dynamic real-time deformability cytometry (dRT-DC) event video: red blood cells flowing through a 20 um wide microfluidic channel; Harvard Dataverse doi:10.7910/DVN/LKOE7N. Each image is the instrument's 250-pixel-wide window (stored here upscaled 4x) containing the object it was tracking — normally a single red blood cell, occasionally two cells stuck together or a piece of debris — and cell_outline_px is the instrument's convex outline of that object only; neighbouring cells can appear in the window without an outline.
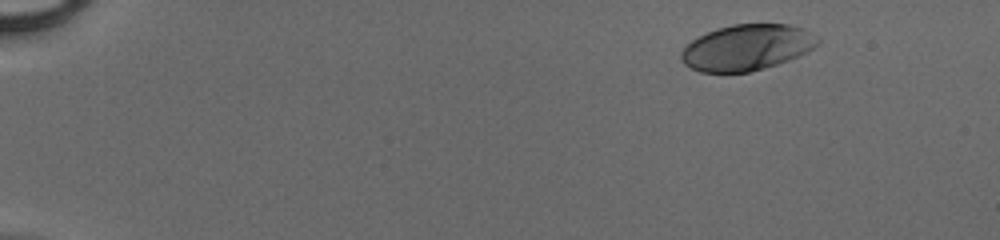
{"species": "human", "species_latin": "Homo sapiens", "temperature_condition": "cold", "stored_images_in_passage": 44, "camera_frame_rate_fps": 3000, "um_per_image_px": 0.085, "donor": {"sex": "male"}, "frame": {"image": 1, "passage_image": 1, "time_ms": 0.0, "image_size_px": [1000, 240], "cell_outline_px": [[820, 44], [808, 52], [788, 60], [764, 68], [748, 72], [700, 72], [684, 64], [680, 60], [680, 52], [692, 40], [716, 28], [732, 24], [788, 24], [804, 28], [820, 40]], "centroid_in_image_um": [63.49, 4.03], "position_along_channel_um": 21.5, "area_um2": 36.53}}
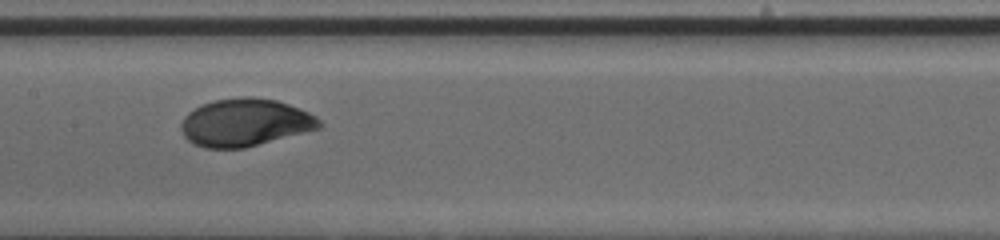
{"frame": {"image": 2, "passage_image": 22, "time_ms": 7.0, "image_size_px": [1000, 240], "cell_outline_px": [[324, 124], [320, 128], [244, 148], [204, 148], [188, 140], [184, 136], [180, 128], [180, 124], [184, 116], [188, 112], [200, 104], [216, 100], [244, 96], [252, 96], [276, 100], [300, 108], [316, 116]], "centroid_in_image_um": [20.82, 10.4], "position_along_channel_um": 186.6, "area_um2": 38.44}}
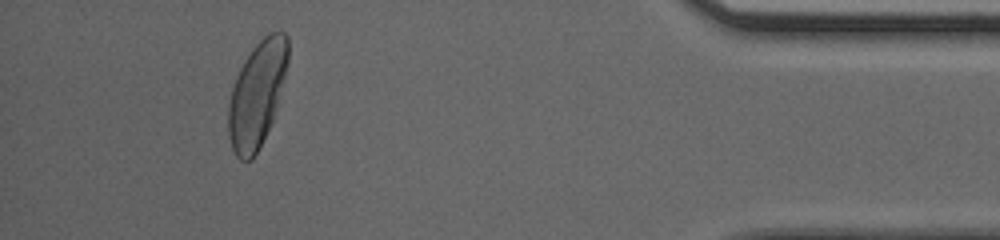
{"frame": {"image": 3, "passage_image": 41, "time_ms": 13.333, "image_size_px": [1000, 240], "cell_outline_px": [[288, 64], [272, 120], [252, 160], [240, 160], [236, 156], [232, 148], [228, 136], [228, 104], [232, 88], [236, 76], [244, 60], [252, 48], [268, 32], [284, 32], [288, 36]], "centroid_in_image_um": [21.83, 7.98], "position_along_channel_um": 413.4, "area_um2": 36.3}}